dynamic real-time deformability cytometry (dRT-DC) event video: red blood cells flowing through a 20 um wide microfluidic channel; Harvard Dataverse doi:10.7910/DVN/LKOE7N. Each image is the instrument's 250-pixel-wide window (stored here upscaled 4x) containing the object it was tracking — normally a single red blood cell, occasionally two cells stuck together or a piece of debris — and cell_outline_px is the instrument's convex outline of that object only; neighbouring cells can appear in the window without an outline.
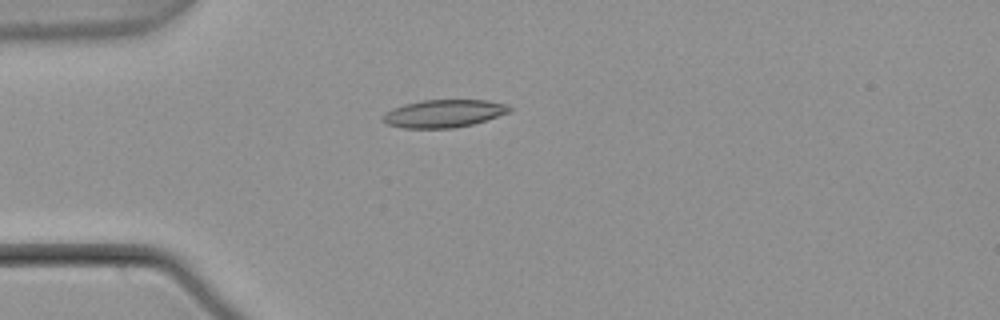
{"species": "common noctule bat (a hibernating species)", "species_latin": "Nyctalus noctula", "temperature_condition": "warm", "stored_images_in_passage": 5, "camera_frame_rate_fps": 3000, "um_per_image_px": 0.085, "animal": {"sex": "male", "body_mass_g": 21.5, "forearm_length_mm": 52.0}, "frame": {"image": 1, "passage_image": 5, "time_ms": 1.333, "image_size_px": [1000, 320], "cell_outline_px": [[512, 108], [508, 112], [472, 124], [452, 128], [404, 128], [388, 124], [380, 120], [380, 116], [384, 112], [392, 108], [404, 104], [424, 100], [488, 100], [508, 104]], "centroid_in_image_um": [37.66, 9.64], "position_along_channel_um": 47.3, "area_um2": 20.46}}